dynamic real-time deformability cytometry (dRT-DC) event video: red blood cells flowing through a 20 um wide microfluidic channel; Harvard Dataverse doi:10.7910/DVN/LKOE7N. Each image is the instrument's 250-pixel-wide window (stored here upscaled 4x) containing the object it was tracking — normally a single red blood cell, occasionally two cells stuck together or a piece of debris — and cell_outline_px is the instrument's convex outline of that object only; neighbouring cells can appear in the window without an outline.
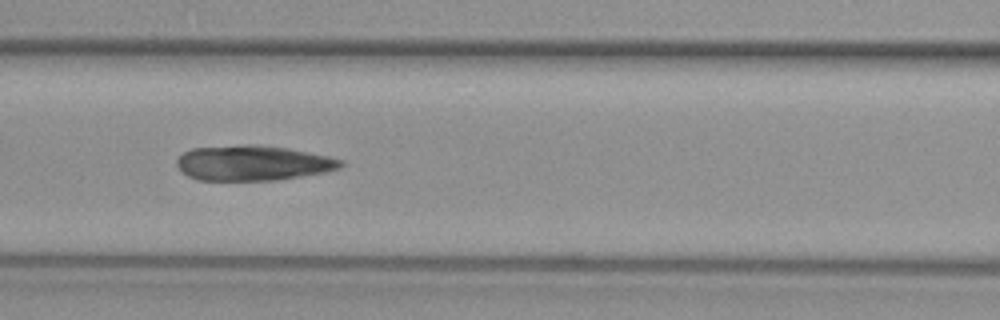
{"species": "common noctule bat (a hibernating species)", "species_latin": "Nyctalus noctula", "temperature_condition": "warm", "stored_images_in_passage": 34, "camera_frame_rate_fps": 3000, "um_per_image_px": 0.085, "animal": {"sex": "female", "body_mass_g": 29.2, "forearm_length_mm": 56.3}, "frame": {"image": 1, "passage_image": 6, "time_ms": 1.667, "image_size_px": [1000, 320], "cell_outline_px": [[344, 164], [340, 168], [324, 172], [276, 180], [196, 180], [180, 172], [176, 164], [176, 160], [184, 152], [192, 148], [248, 144], [256, 144], [288, 148], [328, 156], [344, 160]], "centroid_in_image_um": [21.47, 13.85], "position_along_channel_um": 145.1, "area_um2": 33.7}}
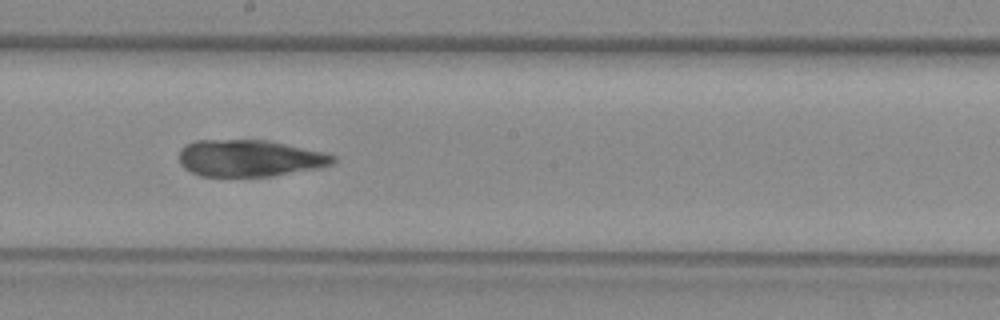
{"frame": {"image": 2, "passage_image": 12, "time_ms": 3.667, "image_size_px": [1000, 320], "cell_outline_px": [[336, 160], [332, 164], [320, 168], [272, 176], [200, 176], [184, 168], [180, 164], [180, 152], [188, 144], [196, 140], [268, 140], [324, 152], [336, 156]], "centroid_in_image_um": [21.26, 13.45], "position_along_channel_um": 226.9, "area_um2": 32.95}}
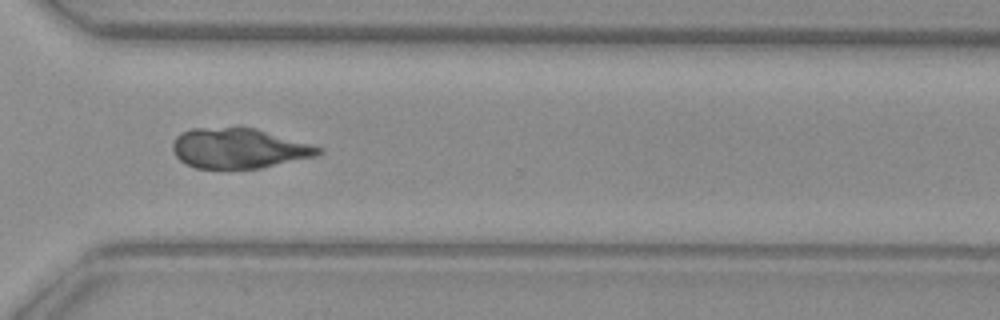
{"frame": {"image": 3, "passage_image": 21, "time_ms": 6.667, "image_size_px": [1000, 320], "cell_outline_px": [[324, 152], [320, 156], [260, 168], [196, 168], [184, 164], [176, 156], [172, 148], [172, 144], [176, 136], [192, 128], [236, 124], [256, 128], [324, 148]], "centroid_in_image_um": [20.32, 12.57], "position_along_channel_um": 350.3, "area_um2": 35.03}}